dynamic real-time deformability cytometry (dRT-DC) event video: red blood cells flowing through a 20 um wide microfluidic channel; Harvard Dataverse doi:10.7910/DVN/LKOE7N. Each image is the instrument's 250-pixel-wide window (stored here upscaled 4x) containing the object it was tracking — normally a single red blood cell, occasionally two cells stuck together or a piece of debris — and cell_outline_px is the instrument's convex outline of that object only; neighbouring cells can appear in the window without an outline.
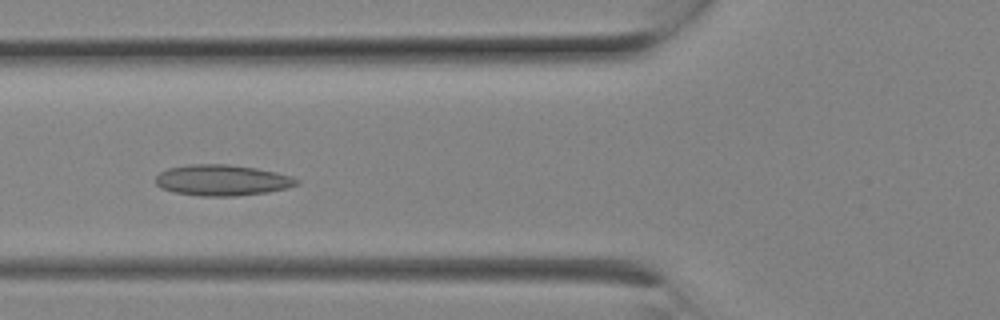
{"species": "Egyptian fruit bat (a non-hibernating species)", "species_latin": "Rousettus aegyptiacus", "temperature_condition": "room temperature", "stored_images_in_passage": 9, "camera_frame_rate_fps": 3000, "um_per_image_px": 0.085, "animal": {"sex": "female"}, "frame": {"image": 1, "passage_image": 8, "time_ms": 2.333, "image_size_px": [1000, 320], "cell_outline_px": [[300, 184], [288, 188], [268, 192], [236, 196], [200, 196], [176, 192], [160, 188], [156, 184], [156, 176], [160, 172], [168, 168], [192, 164], [228, 164], [256, 168], [276, 172], [292, 176], [300, 180]], "centroid_in_image_um": [18.92, 15.32], "position_along_channel_um": 106.9, "area_um2": 25.55}}
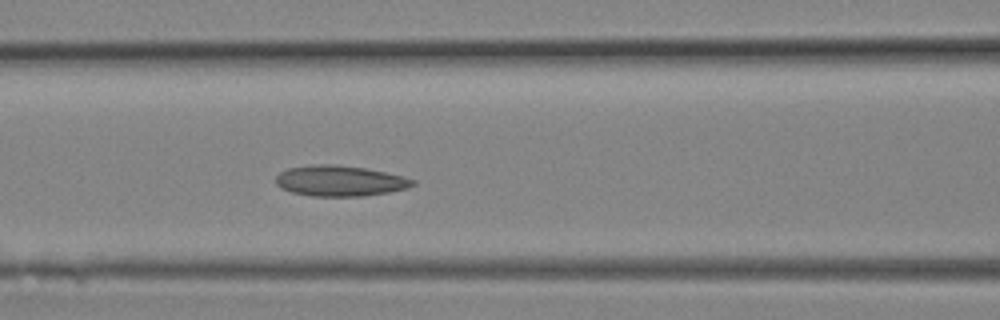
{"frame": {"image": 2, "passage_image": 9, "time_ms": 2.667, "image_size_px": [1000, 320], "cell_outline_px": [[416, 184], [408, 188], [388, 192], [364, 196], [312, 196], [292, 192], [280, 188], [276, 184], [276, 176], [280, 172], [288, 168], [316, 164], [336, 164], [364, 168], [404, 176], [416, 180]], "centroid_in_image_um": [28.9, 15.37], "position_along_channel_um": 137.7, "area_um2": 24.51}}